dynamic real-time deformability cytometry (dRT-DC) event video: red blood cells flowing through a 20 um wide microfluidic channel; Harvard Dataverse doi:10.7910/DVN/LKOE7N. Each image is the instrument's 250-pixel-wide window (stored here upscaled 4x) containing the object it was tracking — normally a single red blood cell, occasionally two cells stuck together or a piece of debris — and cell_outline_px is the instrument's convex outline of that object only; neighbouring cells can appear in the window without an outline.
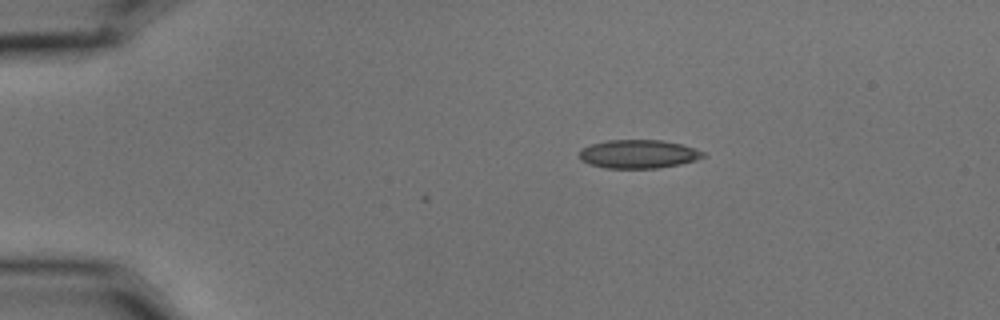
{"species": "common noctule bat (a hibernating species)", "species_latin": "Nyctalus noctula", "temperature_condition": "cold", "stored_images_in_passage": 2, "camera_frame_rate_fps": 3000, "um_per_image_px": 0.085, "animal": {"sex": "male", "body_mass_g": 15.6}, "frame": {"image": 1, "passage_image": 2, "time_ms": 0.333, "image_size_px": [1000, 320], "cell_outline_px": [[708, 156], [696, 160], [680, 164], [660, 168], [604, 168], [588, 164], [580, 160], [580, 148], [592, 144], [608, 140], [660, 140], [680, 144], [704, 152]], "centroid_in_image_um": [54.25, 13.1], "position_along_channel_um": 30.8, "area_um2": 20.63}}